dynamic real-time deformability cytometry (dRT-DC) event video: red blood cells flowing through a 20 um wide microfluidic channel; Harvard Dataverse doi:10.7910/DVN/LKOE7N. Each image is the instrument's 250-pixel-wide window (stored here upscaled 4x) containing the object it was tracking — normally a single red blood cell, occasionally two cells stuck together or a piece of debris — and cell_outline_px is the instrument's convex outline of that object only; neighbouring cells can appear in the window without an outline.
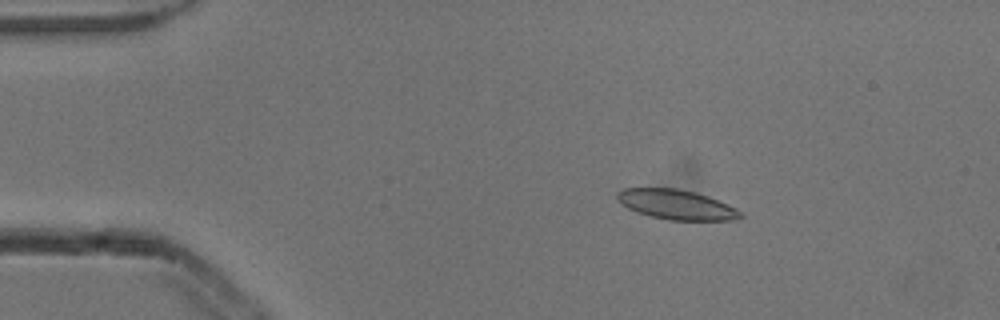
{"species": "common noctule bat (a hibernating species)", "species_latin": "Nyctalus noctula", "temperature_condition": "cold", "stored_images_in_passage": 3, "camera_frame_rate_fps": 3000, "um_per_image_px": 0.085, "animal": {"sex": "male", "body_mass_g": 13.3}, "frame": {"image": 1, "passage_image": 2, "time_ms": 0.333, "image_size_px": [1000, 320], "cell_outline_px": [[744, 216], [732, 220], [668, 220], [648, 216], [636, 212], [628, 208], [616, 200], [616, 192], [624, 188], [676, 188], [696, 192], [708, 196], [736, 208]], "centroid_in_image_um": [57.45, 17.39], "position_along_channel_um": 27.6, "area_um2": 21.5}}